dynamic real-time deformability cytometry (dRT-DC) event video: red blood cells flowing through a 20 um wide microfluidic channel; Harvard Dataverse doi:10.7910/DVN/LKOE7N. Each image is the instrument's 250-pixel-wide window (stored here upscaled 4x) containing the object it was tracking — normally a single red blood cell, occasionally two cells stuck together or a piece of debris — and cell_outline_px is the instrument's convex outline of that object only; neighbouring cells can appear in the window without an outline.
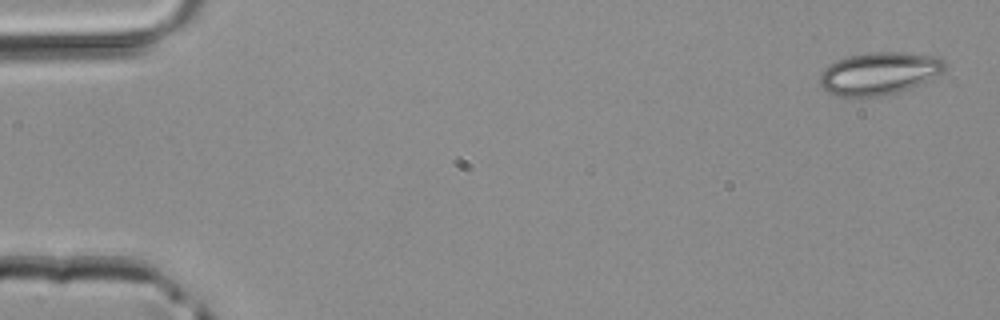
{"species": "common noctule bat (a hibernating species)", "species_latin": "Nyctalus noctula", "temperature_condition": "room temperature", "stored_images_in_passage": 45, "camera_frame_rate_fps": 3000, "um_per_image_px": 0.085, "animal": {"sex": "male", "body_mass_g": 20.4}, "frame": {"image": 1, "passage_image": 1, "time_ms": 0.0, "image_size_px": [1000, 320], "cell_outline_px": [[944, 72], [908, 88], [896, 92], [880, 96], [840, 96], [828, 92], [820, 84], [820, 72], [828, 64], [836, 60], [848, 56], [868, 52], [904, 52], [940, 56], [944, 60]], "centroid_in_image_um": [74.71, 6.21], "position_along_channel_um": 10.3, "area_um2": 30.87}}
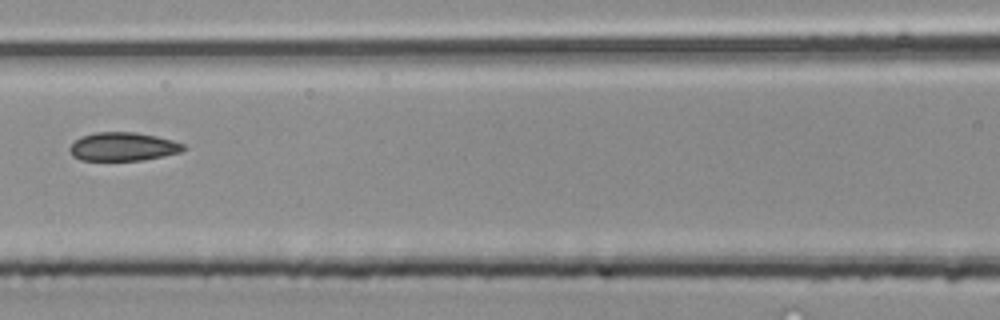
{"frame": {"image": 2, "passage_image": 20, "time_ms": 6.333, "image_size_px": [1000, 320], "cell_outline_px": [[188, 148], [180, 152], [144, 160], [80, 160], [72, 156], [68, 148], [80, 136], [96, 132], [136, 132], [156, 136], [172, 140], [184, 144]], "centroid_in_image_um": [10.45, 12.46], "position_along_channel_um": 156.1, "area_um2": 18.96}}
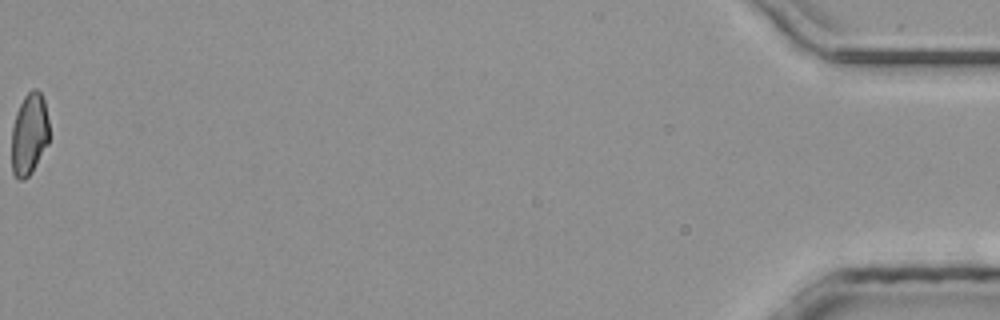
{"frame": {"image": 3, "passage_image": 45, "time_ms": 14.667, "image_size_px": [1000, 320], "cell_outline_px": [[48, 144], [32, 172], [24, 180], [20, 180], [12, 172], [12, 124], [16, 112], [24, 96], [32, 88], [36, 88], [40, 92], [44, 100], [48, 120]], "centroid_in_image_um": [2.48, 11.39], "position_along_channel_um": 432.7, "area_um2": 17.98}}